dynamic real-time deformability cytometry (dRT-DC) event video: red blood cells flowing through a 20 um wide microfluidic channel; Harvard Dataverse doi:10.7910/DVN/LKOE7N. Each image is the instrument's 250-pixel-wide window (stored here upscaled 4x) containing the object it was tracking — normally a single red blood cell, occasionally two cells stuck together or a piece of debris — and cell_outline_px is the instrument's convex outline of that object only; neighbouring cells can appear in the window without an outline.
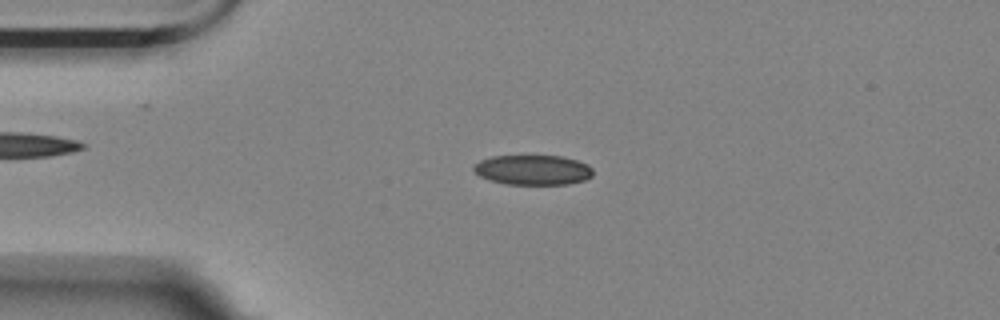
{"species": "Egyptian fruit bat (a non-hibernating species)", "species_latin": "Rousettus aegyptiacus", "temperature_condition": "room temperature", "stored_images_in_passage": 55, "camera_frame_rate_fps": 3000, "um_per_image_px": 0.085, "animal": {"sex": "female"}, "frame": {"image": 1, "passage_image": 12, "time_ms": 3.667, "image_size_px": [1000, 320], "cell_outline_px": [[592, 176], [584, 180], [568, 184], [504, 184], [488, 180], [480, 176], [472, 168], [480, 160], [492, 156], [564, 156], [588, 164], [592, 168]], "centroid_in_image_um": [45.3, 14.44], "position_along_channel_um": 39.7, "area_um2": 20.81}}
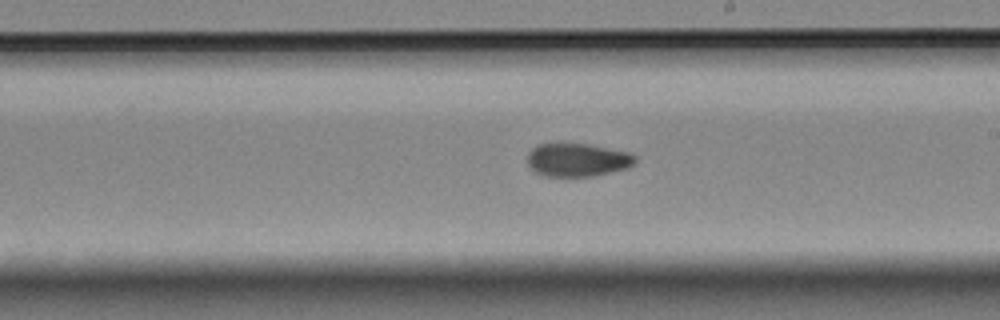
{"frame": {"image": 2, "passage_image": 31, "time_ms": 10.0, "image_size_px": [1000, 320], "cell_outline_px": [[636, 164], [628, 168], [596, 176], [544, 176], [528, 168], [528, 152], [532, 148], [540, 144], [588, 144], [628, 152], [636, 156]], "centroid_in_image_um": [49.1, 13.6], "position_along_channel_um": 239.9, "area_um2": 20.98}}
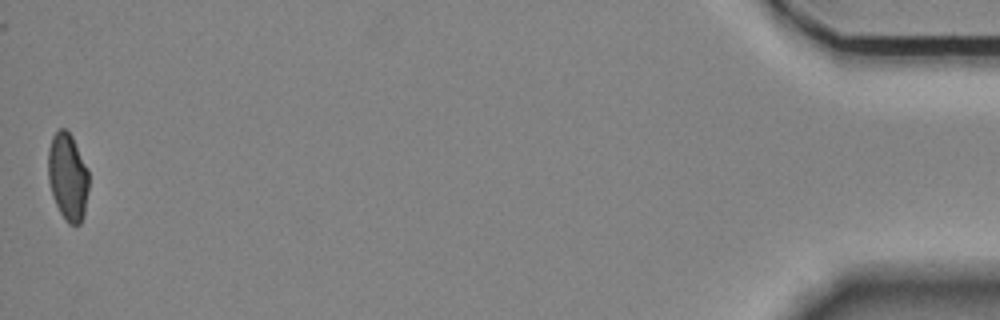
{"frame": {"image": 3, "passage_image": 55, "time_ms": 18.0, "image_size_px": [1000, 320], "cell_outline_px": [[88, 188], [84, 216], [80, 224], [68, 224], [64, 220], [52, 196], [48, 180], [48, 148], [52, 136], [60, 128], [64, 128], [72, 136], [88, 172]], "centroid_in_image_um": [5.74, 15.05], "position_along_channel_um": 429.5, "area_um2": 20.63}, "authors_computed_cell_mechanics": {"area_um2": 21.386, "velocity_mm_per_s": 3.5335, "shape_relaxation_time_tau1_ms": null, "shape_relaxation_time_tau2_ms": 2.6544, "deformation_change_tau1": null, "deformation_change_tau2": 0.0698}}